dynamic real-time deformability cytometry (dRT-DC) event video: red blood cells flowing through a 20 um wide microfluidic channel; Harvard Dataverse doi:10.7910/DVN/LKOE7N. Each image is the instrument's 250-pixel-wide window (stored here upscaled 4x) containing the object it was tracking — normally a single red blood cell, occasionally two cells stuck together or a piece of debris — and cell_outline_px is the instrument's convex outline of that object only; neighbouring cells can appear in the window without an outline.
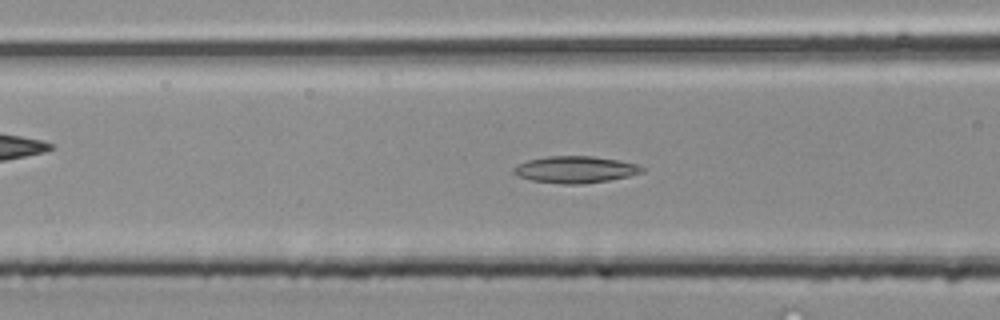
{"species": "common noctule bat (a hibernating species)", "species_latin": "Nyctalus noctula", "temperature_condition": "room temperature", "stored_images_in_passage": 44, "segment_of_instrument_passage": [1, 2], "camera_frame_rate_fps": 3000, "um_per_image_px": 0.085, "animal": {"sex": "male", "body_mass_g": 20.4}, "frame": {"image": 1, "passage_image": 17, "time_ms": 5.333, "image_size_px": [1000, 320], "cell_outline_px": [[644, 172], [628, 176], [608, 180], [580, 184], [564, 184], [532, 180], [516, 176], [512, 172], [512, 168], [516, 164], [528, 160], [548, 156], [592, 156], [616, 160], [636, 164], [644, 168]], "centroid_in_image_um": [48.84, 14.41], "position_along_channel_um": 117.8, "area_um2": 19.94}}
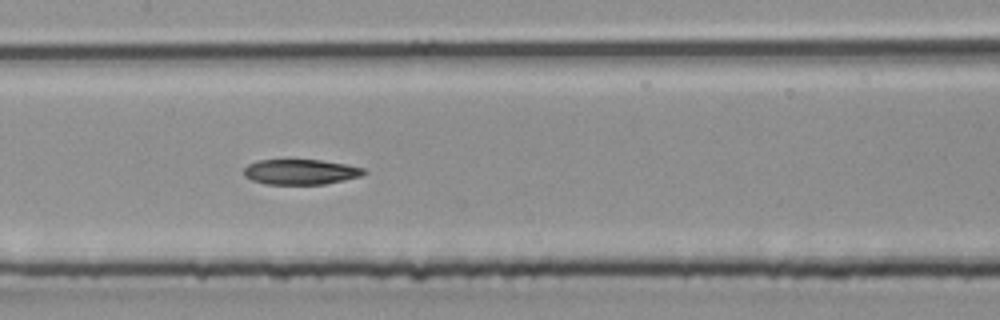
{"frame": {"image": 2, "passage_image": 21, "time_ms": 6.667, "image_size_px": [1000, 320], "cell_outline_px": [[368, 172], [360, 176], [344, 180], [324, 184], [264, 184], [252, 180], [244, 176], [244, 168], [248, 164], [256, 160], [320, 160], [348, 164], [364, 168]], "centroid_in_image_um": [25.55, 14.61], "position_along_channel_um": 181.8, "area_um2": 17.74}}
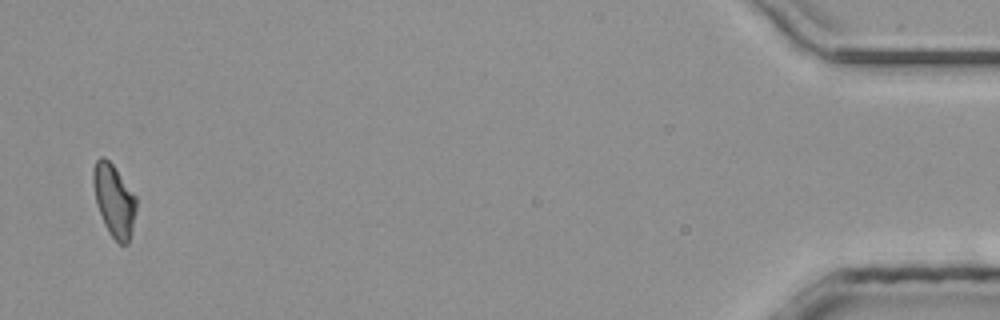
{"frame": {"image": 3, "passage_image": 42, "time_ms": 13.667, "image_size_px": [1000, 320], "cell_outline_px": [[136, 212], [128, 244], [120, 244], [108, 232], [104, 224], [96, 204], [92, 180], [92, 172], [96, 160], [100, 156], [104, 156], [116, 168], [136, 196]], "centroid_in_image_um": [9.68, 17.01], "position_along_channel_um": 425.5, "area_um2": 18.21}}